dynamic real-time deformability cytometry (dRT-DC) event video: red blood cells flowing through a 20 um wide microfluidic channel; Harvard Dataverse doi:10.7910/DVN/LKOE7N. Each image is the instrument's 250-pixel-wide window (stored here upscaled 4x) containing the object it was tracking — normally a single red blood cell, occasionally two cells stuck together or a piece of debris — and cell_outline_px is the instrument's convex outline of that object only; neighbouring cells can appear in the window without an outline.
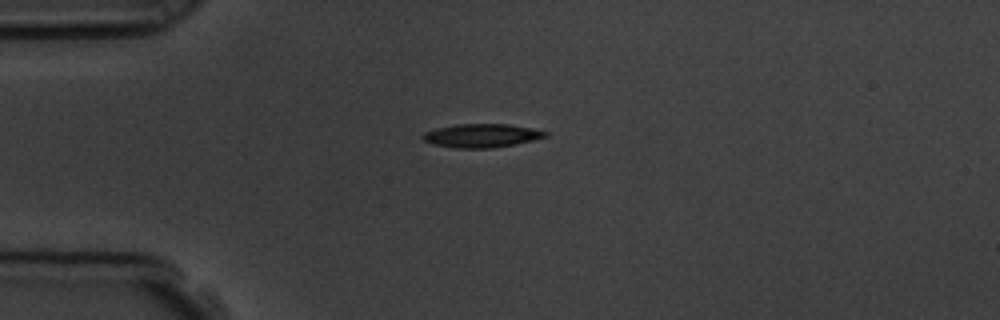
{"species": "common noctule bat (a hibernating species)", "species_latin": "Nyctalus noctula", "temperature_condition": "room temperature", "stored_images_in_passage": 41, "camera_frame_rate_fps": 3000, "um_per_image_px": 0.085, "animal": {"sex": "male", "body_mass_g": 19.5, "forearm_length_mm": 54.6}, "frame": {"image": 1, "passage_image": 1, "time_ms": 0.0, "image_size_px": [1000, 320], "cell_outline_px": [[548, 136], [516, 144], [492, 148], [456, 148], [436, 144], [424, 140], [420, 136], [424, 132], [436, 128], [456, 124], [508, 124], [532, 128], [548, 132]], "centroid_in_image_um": [40.94, 11.52], "position_along_channel_um": 44.1, "area_um2": 16.76}}
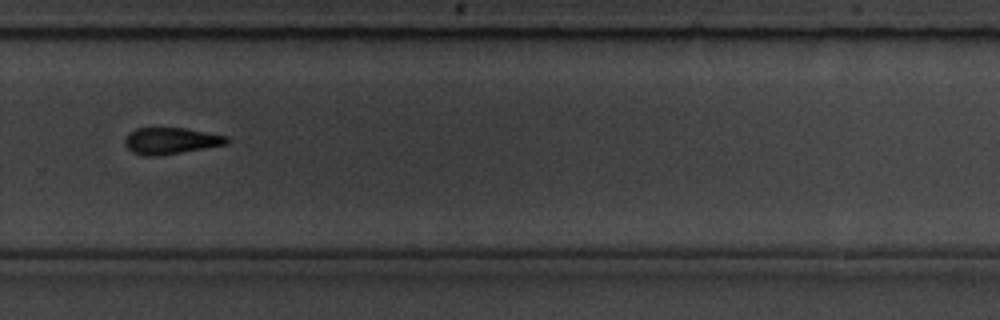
{"frame": {"image": 2, "passage_image": 24, "time_ms": 7.667, "image_size_px": [1000, 320], "cell_outline_px": [[232, 140], [228, 144], [160, 156], [144, 156], [132, 152], [124, 144], [124, 140], [128, 132], [136, 128], [184, 128], [228, 136]], "centroid_in_image_um": [14.53, 11.97], "position_along_channel_um": 315.3, "area_um2": 15.95}}
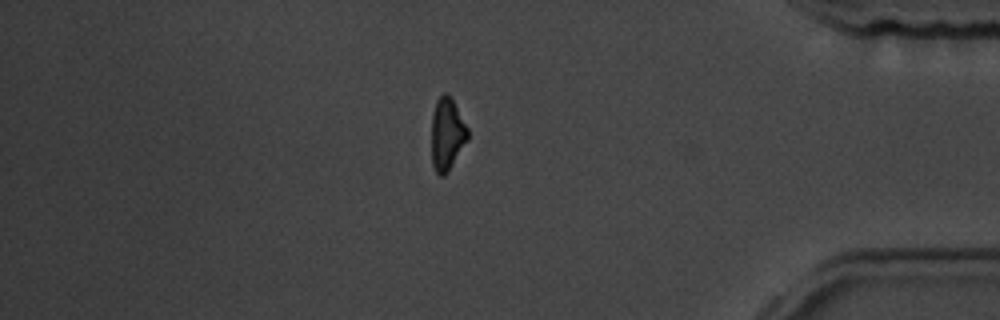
{"frame": {"image": 3, "passage_image": 33, "time_ms": 10.667, "image_size_px": [1000, 320], "cell_outline_px": [[468, 140], [448, 172], [444, 176], [440, 176], [436, 172], [432, 164], [432, 112], [436, 100], [444, 92], [448, 92], [468, 128]], "centroid_in_image_um": [37.99, 11.4], "position_along_channel_um": 397.2, "area_um2": 15.37}, "authors_computed_cell_mechanics": {"area_um2": 16.0684, "velocity_mm_per_s": 3.8178, "shape_relaxation_time_tau1_ms": 2.7958, "shape_relaxation_time_tau2_ms": 8.5279, "deformation_change_tau1": 0.1509, "deformation_change_tau2": 0.2012}}